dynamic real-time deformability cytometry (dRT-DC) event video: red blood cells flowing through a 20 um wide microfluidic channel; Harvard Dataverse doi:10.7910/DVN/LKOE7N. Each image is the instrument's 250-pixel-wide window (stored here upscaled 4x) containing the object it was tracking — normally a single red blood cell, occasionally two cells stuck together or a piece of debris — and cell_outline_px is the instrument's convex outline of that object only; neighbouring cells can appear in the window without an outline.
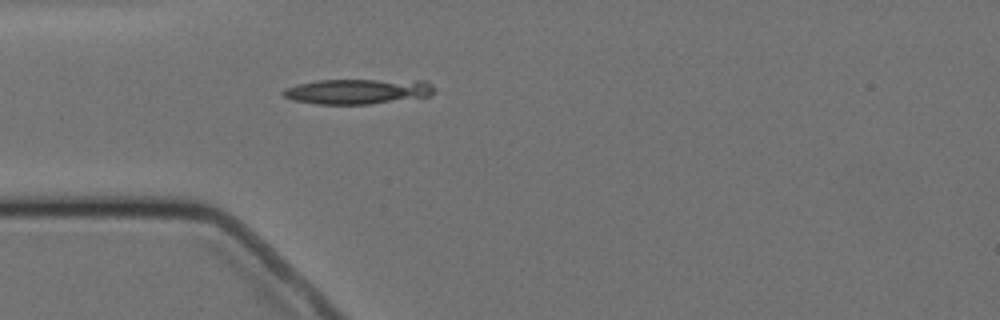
{"species": "Egyptian fruit bat (a non-hibernating species)", "species_latin": "Rousettus aegyptiacus", "temperature_condition": "cold", "stored_images_in_passage": 5, "camera_frame_rate_fps": 3000, "um_per_image_px": 0.085, "animal": {"sex": "female"}, "frame": {"image": 1, "passage_image": 5, "time_ms": 4.667, "image_size_px": [1000, 320], "cell_outline_px": [[436, 88], [428, 96], [368, 104], [320, 104], [292, 100], [284, 96], [280, 92], [284, 88], [296, 84], [316, 80], [424, 80], [432, 84]], "centroid_in_image_um": [30.37, 7.75], "position_along_channel_um": 54.6, "area_um2": 22.2}}